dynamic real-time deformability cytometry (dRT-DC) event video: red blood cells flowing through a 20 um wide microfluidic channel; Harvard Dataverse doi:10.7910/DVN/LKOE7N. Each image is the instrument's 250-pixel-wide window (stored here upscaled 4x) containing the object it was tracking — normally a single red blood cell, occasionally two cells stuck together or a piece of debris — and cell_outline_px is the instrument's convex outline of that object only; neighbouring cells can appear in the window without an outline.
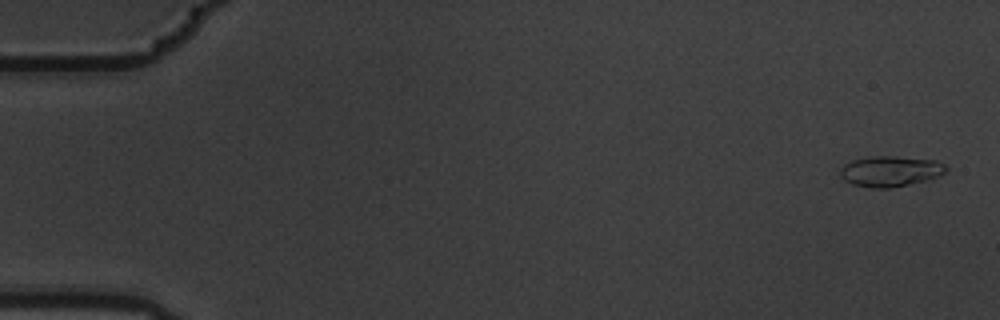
{"species": "common noctule bat (a hibernating species)", "species_latin": "Nyctalus noctula", "temperature_condition": "warm", "stored_images_in_passage": 5, "camera_frame_rate_fps": 3000, "um_per_image_px": 0.085, "animal": {"sex": "male", "body_mass_g": 19.5, "forearm_length_mm": 54.6}, "frame": {"image": 1, "passage_image": 1, "time_ms": 0.0, "image_size_px": [1000, 320], "cell_outline_px": [[948, 168], [944, 172], [936, 176], [924, 180], [892, 188], [872, 188], [852, 184], [844, 180], [840, 176], [840, 168], [844, 164], [852, 160], [868, 156], [896, 156], [936, 160], [944, 164]], "centroid_in_image_um": [75.63, 14.54], "position_along_channel_um": 9.4, "area_um2": 18.84}}